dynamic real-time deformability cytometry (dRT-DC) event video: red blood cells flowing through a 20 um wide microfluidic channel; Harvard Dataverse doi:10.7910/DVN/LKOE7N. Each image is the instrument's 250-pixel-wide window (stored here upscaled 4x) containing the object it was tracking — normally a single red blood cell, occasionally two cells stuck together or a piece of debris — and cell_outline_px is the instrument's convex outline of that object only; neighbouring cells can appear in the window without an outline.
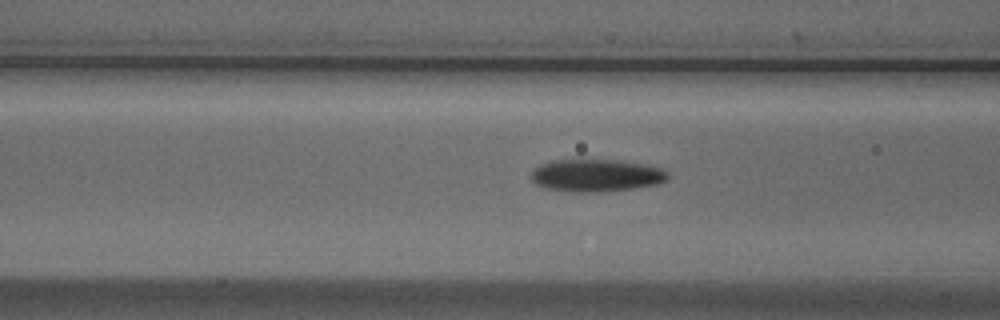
{"species": "Egyptian fruit bat (a non-hibernating species)", "species_latin": "Rousettus aegyptiacus", "temperature_condition": "cold", "stored_images_in_passage": 9, "camera_frame_rate_fps": 3000, "um_per_image_px": 0.085, "animal": {"sex": "male"}, "frame": {"image": 1, "passage_image": 7, "time_ms": 2.0, "image_size_px": [1000, 320], "cell_outline_px": [[668, 180], [656, 184], [632, 188], [596, 192], [580, 192], [544, 188], [536, 184], [532, 180], [532, 172], [540, 164], [552, 160], [624, 160], [664, 168], [668, 172]], "centroid_in_image_um": [50.71, 14.9], "position_along_channel_um": 115.9, "area_um2": 25.78}}